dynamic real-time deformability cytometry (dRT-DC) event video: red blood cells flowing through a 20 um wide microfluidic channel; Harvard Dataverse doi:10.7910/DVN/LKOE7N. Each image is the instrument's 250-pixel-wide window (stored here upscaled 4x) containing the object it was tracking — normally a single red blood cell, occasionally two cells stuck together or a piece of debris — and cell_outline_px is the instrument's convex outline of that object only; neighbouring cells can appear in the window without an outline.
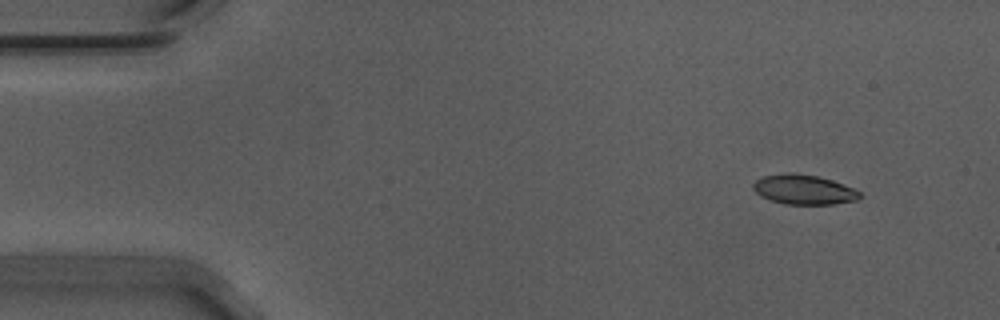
{"species": "Egyptian fruit bat (a non-hibernating species)", "species_latin": "Rousettus aegyptiacus", "temperature_condition": "warm", "stored_images_in_passage": 51, "camera_frame_rate_fps": 3000, "um_per_image_px": 0.085, "animal": {"sex": "male"}, "frame": {"image": 1, "passage_image": 1, "time_ms": 0.0, "image_size_px": [1000, 320], "cell_outline_px": [[864, 196], [856, 200], [832, 204], [784, 204], [760, 196], [752, 188], [752, 184], [756, 180], [764, 176], [788, 172], [816, 176], [832, 180], [852, 188], [860, 192]], "centroid_in_image_um": [68.31, 16.12], "position_along_channel_um": 16.7, "area_um2": 18.32}}
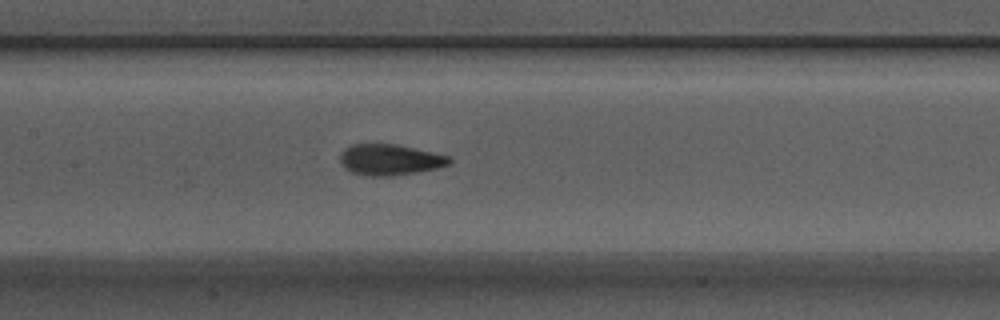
{"frame": {"image": 2, "passage_image": 22, "time_ms": 7.0, "image_size_px": [1000, 320], "cell_outline_px": [[452, 160], [448, 164], [436, 168], [416, 172], [392, 176], [368, 176], [352, 172], [344, 168], [340, 160], [340, 152], [344, 148], [352, 144], [396, 144], [448, 156]], "centroid_in_image_um": [33.08, 13.57], "position_along_channel_um": 174.3, "area_um2": 19.54}}
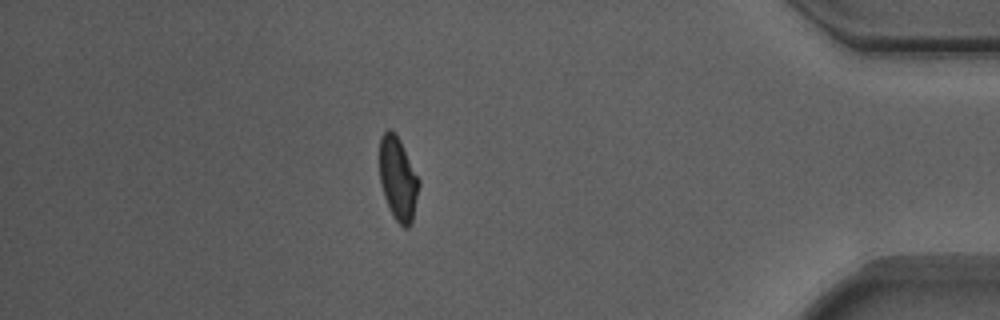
{"frame": {"image": 3, "passage_image": 44, "time_ms": 14.333, "image_size_px": [1000, 320], "cell_outline_px": [[420, 184], [412, 220], [408, 228], [404, 228], [392, 216], [384, 196], [380, 180], [380, 136], [388, 128], [400, 140], [420, 180]], "centroid_in_image_um": [33.83, 15.21], "position_along_channel_um": 401.4, "area_um2": 18.96}, "authors_computed_cell_mechanics": {"area_um2": 19.4208, "velocity_mm_per_s": 3.7084, "shape_relaxation_time_tau1_ms": 4.4453, "shape_relaxation_time_tau2_ms": 1.6619, "deformation_change_tau1": 0.1604, "deformation_change_tau2": 0.0732}}